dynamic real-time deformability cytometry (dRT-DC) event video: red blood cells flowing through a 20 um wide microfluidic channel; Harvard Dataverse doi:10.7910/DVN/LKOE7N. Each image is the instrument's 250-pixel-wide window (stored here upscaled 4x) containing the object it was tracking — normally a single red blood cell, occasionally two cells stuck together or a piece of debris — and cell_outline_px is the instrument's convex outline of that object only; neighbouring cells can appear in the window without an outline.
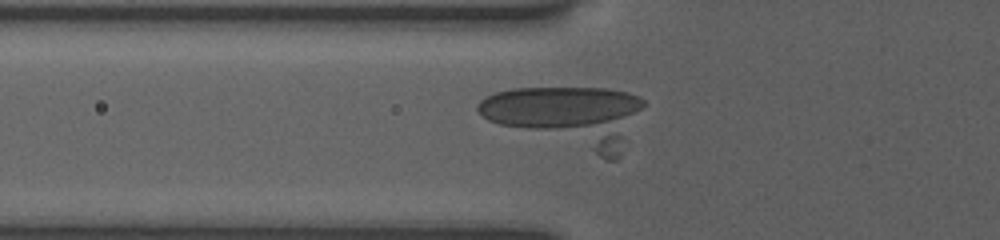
{"species": "human", "species_latin": "Homo sapiens", "temperature_condition": "room temperature", "stored_images_in_passage": 17, "camera_frame_rate_fps": 3000, "um_per_image_px": 0.085, "donor": {"sex": "female"}, "frame": {"image": 1, "passage_image": 10, "time_ms": 4.667, "image_size_px": [1000, 240], "cell_outline_px": [[644, 104], [628, 140], [620, 156], [616, 160], [604, 160], [488, 120], [476, 108], [476, 104], [480, 100], [496, 92], [512, 88], [608, 88], [628, 92], [640, 96], [644, 100]], "centroid_in_image_um": [48.35, 9.91], "position_along_channel_um": 77.5, "area_um2": 58.84}}
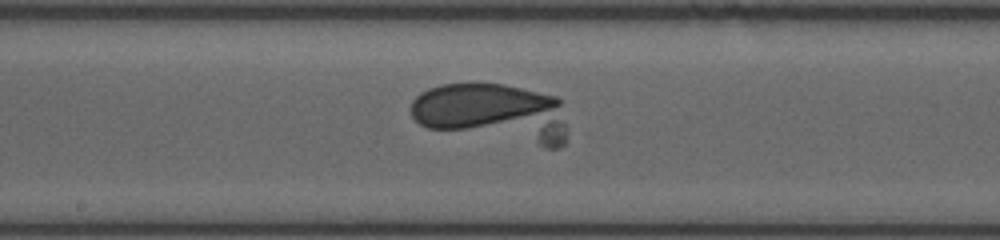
{"frame": {"image": 2, "passage_image": 15, "time_ms": 8.0, "image_size_px": [1000, 240], "cell_outline_px": [[568, 132], [564, 144], [560, 148], [548, 148], [428, 128], [420, 124], [412, 116], [408, 108], [412, 100], [420, 92], [428, 88], [440, 84], [504, 84], [556, 96], [560, 100], [568, 128]], "centroid_in_image_um": [41.91, 9.62], "position_along_channel_um": 206.3, "area_um2": 54.85}}
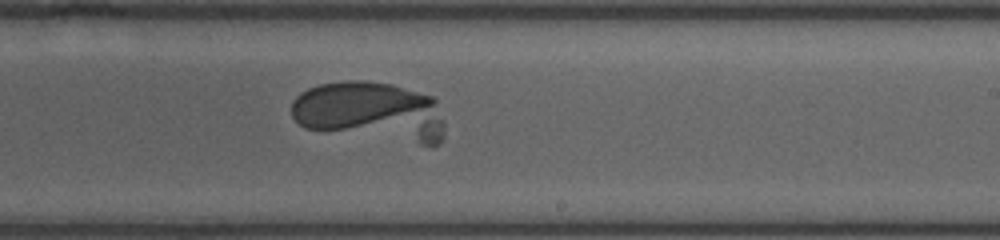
{"frame": {"image": 3, "passage_image": 17, "time_ms": 9.333, "image_size_px": [1000, 240], "cell_outline_px": [[444, 140], [440, 144], [432, 148], [304, 128], [292, 116], [292, 100], [300, 92], [308, 88], [320, 84], [348, 80], [364, 80], [392, 84], [432, 96], [436, 100], [444, 120]], "centroid_in_image_um": [31.56, 9.54], "position_along_channel_um": 257.4, "area_um2": 54.91}}